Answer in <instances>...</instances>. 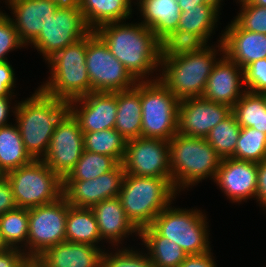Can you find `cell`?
I'll return each instance as SVG.
<instances>
[{
	"mask_svg": "<svg viewBox=\"0 0 266 267\" xmlns=\"http://www.w3.org/2000/svg\"><path fill=\"white\" fill-rule=\"evenodd\" d=\"M112 22L99 26L95 32L107 44L110 52L130 74L143 81L160 66V44L155 33L142 23Z\"/></svg>",
	"mask_w": 266,
	"mask_h": 267,
	"instance_id": "1",
	"label": "cell"
},
{
	"mask_svg": "<svg viewBox=\"0 0 266 267\" xmlns=\"http://www.w3.org/2000/svg\"><path fill=\"white\" fill-rule=\"evenodd\" d=\"M21 102L13 107V113L22 141L30 156L34 160H41L55 128L69 112L68 102L49 96L41 89Z\"/></svg>",
	"mask_w": 266,
	"mask_h": 267,
	"instance_id": "2",
	"label": "cell"
},
{
	"mask_svg": "<svg viewBox=\"0 0 266 267\" xmlns=\"http://www.w3.org/2000/svg\"><path fill=\"white\" fill-rule=\"evenodd\" d=\"M168 143L171 183L176 191L194 186L209 176L215 179L221 158L205 138L177 133Z\"/></svg>",
	"mask_w": 266,
	"mask_h": 267,
	"instance_id": "3",
	"label": "cell"
},
{
	"mask_svg": "<svg viewBox=\"0 0 266 267\" xmlns=\"http://www.w3.org/2000/svg\"><path fill=\"white\" fill-rule=\"evenodd\" d=\"M176 194L171 178L125 174L119 198L127 217L141 230L152 224Z\"/></svg>",
	"mask_w": 266,
	"mask_h": 267,
	"instance_id": "4",
	"label": "cell"
},
{
	"mask_svg": "<svg viewBox=\"0 0 266 267\" xmlns=\"http://www.w3.org/2000/svg\"><path fill=\"white\" fill-rule=\"evenodd\" d=\"M86 49L87 35L49 58L52 76L39 89L67 102L89 94L91 82L85 63Z\"/></svg>",
	"mask_w": 266,
	"mask_h": 267,
	"instance_id": "5",
	"label": "cell"
},
{
	"mask_svg": "<svg viewBox=\"0 0 266 267\" xmlns=\"http://www.w3.org/2000/svg\"><path fill=\"white\" fill-rule=\"evenodd\" d=\"M210 47L160 62L163 71L158 78L179 100L202 97L208 77L217 62V50Z\"/></svg>",
	"mask_w": 266,
	"mask_h": 267,
	"instance_id": "6",
	"label": "cell"
},
{
	"mask_svg": "<svg viewBox=\"0 0 266 267\" xmlns=\"http://www.w3.org/2000/svg\"><path fill=\"white\" fill-rule=\"evenodd\" d=\"M179 103L159 79L141 81V137L169 141L177 134Z\"/></svg>",
	"mask_w": 266,
	"mask_h": 267,
	"instance_id": "7",
	"label": "cell"
},
{
	"mask_svg": "<svg viewBox=\"0 0 266 267\" xmlns=\"http://www.w3.org/2000/svg\"><path fill=\"white\" fill-rule=\"evenodd\" d=\"M17 207L32 208L48 204L63 196V179L42 160L6 173Z\"/></svg>",
	"mask_w": 266,
	"mask_h": 267,
	"instance_id": "8",
	"label": "cell"
},
{
	"mask_svg": "<svg viewBox=\"0 0 266 267\" xmlns=\"http://www.w3.org/2000/svg\"><path fill=\"white\" fill-rule=\"evenodd\" d=\"M206 216L200 210L167 206L150 225L160 236L177 243L188 255L211 251Z\"/></svg>",
	"mask_w": 266,
	"mask_h": 267,
	"instance_id": "9",
	"label": "cell"
},
{
	"mask_svg": "<svg viewBox=\"0 0 266 267\" xmlns=\"http://www.w3.org/2000/svg\"><path fill=\"white\" fill-rule=\"evenodd\" d=\"M86 67L91 92H119L132 89L138 82L113 56L107 44L95 32L87 35Z\"/></svg>",
	"mask_w": 266,
	"mask_h": 267,
	"instance_id": "10",
	"label": "cell"
},
{
	"mask_svg": "<svg viewBox=\"0 0 266 267\" xmlns=\"http://www.w3.org/2000/svg\"><path fill=\"white\" fill-rule=\"evenodd\" d=\"M71 205L64 196L28 209L29 230L26 256L33 262L48 248L66 241V219Z\"/></svg>",
	"mask_w": 266,
	"mask_h": 267,
	"instance_id": "11",
	"label": "cell"
},
{
	"mask_svg": "<svg viewBox=\"0 0 266 267\" xmlns=\"http://www.w3.org/2000/svg\"><path fill=\"white\" fill-rule=\"evenodd\" d=\"M91 31L76 1L72 5L58 7L31 45H34L47 61L55 53L82 39Z\"/></svg>",
	"mask_w": 266,
	"mask_h": 267,
	"instance_id": "12",
	"label": "cell"
},
{
	"mask_svg": "<svg viewBox=\"0 0 266 267\" xmlns=\"http://www.w3.org/2000/svg\"><path fill=\"white\" fill-rule=\"evenodd\" d=\"M122 165L125 174L171 178L169 143L159 138L138 137L129 140Z\"/></svg>",
	"mask_w": 266,
	"mask_h": 267,
	"instance_id": "13",
	"label": "cell"
},
{
	"mask_svg": "<svg viewBox=\"0 0 266 267\" xmlns=\"http://www.w3.org/2000/svg\"><path fill=\"white\" fill-rule=\"evenodd\" d=\"M83 151V132L77 120L68 112L55 128L47 152L41 160L63 179Z\"/></svg>",
	"mask_w": 266,
	"mask_h": 267,
	"instance_id": "14",
	"label": "cell"
},
{
	"mask_svg": "<svg viewBox=\"0 0 266 267\" xmlns=\"http://www.w3.org/2000/svg\"><path fill=\"white\" fill-rule=\"evenodd\" d=\"M124 176V167L119 163L95 179L63 180V196L73 207L91 208L105 199L119 197Z\"/></svg>",
	"mask_w": 266,
	"mask_h": 267,
	"instance_id": "15",
	"label": "cell"
},
{
	"mask_svg": "<svg viewBox=\"0 0 266 267\" xmlns=\"http://www.w3.org/2000/svg\"><path fill=\"white\" fill-rule=\"evenodd\" d=\"M231 113L230 106L203 97L182 99L178 106V133L188 137L206 138Z\"/></svg>",
	"mask_w": 266,
	"mask_h": 267,
	"instance_id": "16",
	"label": "cell"
},
{
	"mask_svg": "<svg viewBox=\"0 0 266 267\" xmlns=\"http://www.w3.org/2000/svg\"><path fill=\"white\" fill-rule=\"evenodd\" d=\"M76 104L80 105V109ZM68 105L69 112L77 120L83 133L112 129L115 126L117 92H90L68 102Z\"/></svg>",
	"mask_w": 266,
	"mask_h": 267,
	"instance_id": "17",
	"label": "cell"
},
{
	"mask_svg": "<svg viewBox=\"0 0 266 267\" xmlns=\"http://www.w3.org/2000/svg\"><path fill=\"white\" fill-rule=\"evenodd\" d=\"M218 41V51L223 57L215 63L202 97L233 108L246 91L240 90L244 84V70L223 53L222 36Z\"/></svg>",
	"mask_w": 266,
	"mask_h": 267,
	"instance_id": "18",
	"label": "cell"
},
{
	"mask_svg": "<svg viewBox=\"0 0 266 267\" xmlns=\"http://www.w3.org/2000/svg\"><path fill=\"white\" fill-rule=\"evenodd\" d=\"M257 178L256 162L225 158L221 159L214 182L232 202L239 203L255 198Z\"/></svg>",
	"mask_w": 266,
	"mask_h": 267,
	"instance_id": "19",
	"label": "cell"
},
{
	"mask_svg": "<svg viewBox=\"0 0 266 267\" xmlns=\"http://www.w3.org/2000/svg\"><path fill=\"white\" fill-rule=\"evenodd\" d=\"M16 19L11 18L21 42L31 44L58 8L48 0H7Z\"/></svg>",
	"mask_w": 266,
	"mask_h": 267,
	"instance_id": "20",
	"label": "cell"
},
{
	"mask_svg": "<svg viewBox=\"0 0 266 267\" xmlns=\"http://www.w3.org/2000/svg\"><path fill=\"white\" fill-rule=\"evenodd\" d=\"M223 53L243 70L252 62L266 58V34L242 29L234 20L222 34Z\"/></svg>",
	"mask_w": 266,
	"mask_h": 267,
	"instance_id": "21",
	"label": "cell"
},
{
	"mask_svg": "<svg viewBox=\"0 0 266 267\" xmlns=\"http://www.w3.org/2000/svg\"><path fill=\"white\" fill-rule=\"evenodd\" d=\"M99 246L60 242L45 250L33 262L38 267H101Z\"/></svg>",
	"mask_w": 266,
	"mask_h": 267,
	"instance_id": "22",
	"label": "cell"
},
{
	"mask_svg": "<svg viewBox=\"0 0 266 267\" xmlns=\"http://www.w3.org/2000/svg\"><path fill=\"white\" fill-rule=\"evenodd\" d=\"M91 210L96 218L101 239L105 238L117 246L126 235L134 232L138 235L140 233V230L125 214L119 197L105 199L92 206Z\"/></svg>",
	"mask_w": 266,
	"mask_h": 267,
	"instance_id": "23",
	"label": "cell"
},
{
	"mask_svg": "<svg viewBox=\"0 0 266 267\" xmlns=\"http://www.w3.org/2000/svg\"><path fill=\"white\" fill-rule=\"evenodd\" d=\"M141 81L129 90L117 92L115 130L127 141L141 137Z\"/></svg>",
	"mask_w": 266,
	"mask_h": 267,
	"instance_id": "24",
	"label": "cell"
},
{
	"mask_svg": "<svg viewBox=\"0 0 266 267\" xmlns=\"http://www.w3.org/2000/svg\"><path fill=\"white\" fill-rule=\"evenodd\" d=\"M141 23L152 30L160 40L168 32L177 30L180 19L178 0H138Z\"/></svg>",
	"mask_w": 266,
	"mask_h": 267,
	"instance_id": "25",
	"label": "cell"
},
{
	"mask_svg": "<svg viewBox=\"0 0 266 267\" xmlns=\"http://www.w3.org/2000/svg\"><path fill=\"white\" fill-rule=\"evenodd\" d=\"M88 27L95 31L99 26L121 22L132 14L131 0H76Z\"/></svg>",
	"mask_w": 266,
	"mask_h": 267,
	"instance_id": "26",
	"label": "cell"
},
{
	"mask_svg": "<svg viewBox=\"0 0 266 267\" xmlns=\"http://www.w3.org/2000/svg\"><path fill=\"white\" fill-rule=\"evenodd\" d=\"M139 237L143 239L149 250L147 255L156 267H178L188 256L177 243L160 236L151 226L142 228Z\"/></svg>",
	"mask_w": 266,
	"mask_h": 267,
	"instance_id": "27",
	"label": "cell"
},
{
	"mask_svg": "<svg viewBox=\"0 0 266 267\" xmlns=\"http://www.w3.org/2000/svg\"><path fill=\"white\" fill-rule=\"evenodd\" d=\"M65 228L66 241L68 242L96 246L102 240L96 218L91 208L70 206Z\"/></svg>",
	"mask_w": 266,
	"mask_h": 267,
	"instance_id": "28",
	"label": "cell"
},
{
	"mask_svg": "<svg viewBox=\"0 0 266 267\" xmlns=\"http://www.w3.org/2000/svg\"><path fill=\"white\" fill-rule=\"evenodd\" d=\"M16 125V126H15ZM34 159L26 151L17 124L0 127V168L6 173Z\"/></svg>",
	"mask_w": 266,
	"mask_h": 267,
	"instance_id": "29",
	"label": "cell"
},
{
	"mask_svg": "<svg viewBox=\"0 0 266 267\" xmlns=\"http://www.w3.org/2000/svg\"><path fill=\"white\" fill-rule=\"evenodd\" d=\"M241 128L252 127L266 133V102L263 94L245 91L232 108Z\"/></svg>",
	"mask_w": 266,
	"mask_h": 267,
	"instance_id": "30",
	"label": "cell"
},
{
	"mask_svg": "<svg viewBox=\"0 0 266 267\" xmlns=\"http://www.w3.org/2000/svg\"><path fill=\"white\" fill-rule=\"evenodd\" d=\"M220 4H201L180 14L178 30L196 33L208 42L218 21Z\"/></svg>",
	"mask_w": 266,
	"mask_h": 267,
	"instance_id": "31",
	"label": "cell"
},
{
	"mask_svg": "<svg viewBox=\"0 0 266 267\" xmlns=\"http://www.w3.org/2000/svg\"><path fill=\"white\" fill-rule=\"evenodd\" d=\"M160 62L180 55L202 51L207 42L196 33L185 30L168 32L159 40Z\"/></svg>",
	"mask_w": 266,
	"mask_h": 267,
	"instance_id": "32",
	"label": "cell"
},
{
	"mask_svg": "<svg viewBox=\"0 0 266 267\" xmlns=\"http://www.w3.org/2000/svg\"><path fill=\"white\" fill-rule=\"evenodd\" d=\"M84 150L123 162L127 140L115 128L83 133Z\"/></svg>",
	"mask_w": 266,
	"mask_h": 267,
	"instance_id": "33",
	"label": "cell"
},
{
	"mask_svg": "<svg viewBox=\"0 0 266 267\" xmlns=\"http://www.w3.org/2000/svg\"><path fill=\"white\" fill-rule=\"evenodd\" d=\"M241 127L233 113L218 123L206 136L221 159L234 158Z\"/></svg>",
	"mask_w": 266,
	"mask_h": 267,
	"instance_id": "34",
	"label": "cell"
},
{
	"mask_svg": "<svg viewBox=\"0 0 266 267\" xmlns=\"http://www.w3.org/2000/svg\"><path fill=\"white\" fill-rule=\"evenodd\" d=\"M119 162L110 156L84 150L75 166L63 180H90L112 171Z\"/></svg>",
	"mask_w": 266,
	"mask_h": 267,
	"instance_id": "35",
	"label": "cell"
},
{
	"mask_svg": "<svg viewBox=\"0 0 266 267\" xmlns=\"http://www.w3.org/2000/svg\"><path fill=\"white\" fill-rule=\"evenodd\" d=\"M0 230L4 241L10 248H21L19 244L23 242L27 248L29 230L28 209L16 207L0 215Z\"/></svg>",
	"mask_w": 266,
	"mask_h": 267,
	"instance_id": "36",
	"label": "cell"
},
{
	"mask_svg": "<svg viewBox=\"0 0 266 267\" xmlns=\"http://www.w3.org/2000/svg\"><path fill=\"white\" fill-rule=\"evenodd\" d=\"M234 158L256 163L266 159V133L252 127L241 128Z\"/></svg>",
	"mask_w": 266,
	"mask_h": 267,
	"instance_id": "37",
	"label": "cell"
},
{
	"mask_svg": "<svg viewBox=\"0 0 266 267\" xmlns=\"http://www.w3.org/2000/svg\"><path fill=\"white\" fill-rule=\"evenodd\" d=\"M144 254V255H143ZM101 267H156L146 253L119 249L116 253L101 255Z\"/></svg>",
	"mask_w": 266,
	"mask_h": 267,
	"instance_id": "38",
	"label": "cell"
},
{
	"mask_svg": "<svg viewBox=\"0 0 266 267\" xmlns=\"http://www.w3.org/2000/svg\"><path fill=\"white\" fill-rule=\"evenodd\" d=\"M240 4L241 12L234 21L244 30L266 34V7L254 5L249 0Z\"/></svg>",
	"mask_w": 266,
	"mask_h": 267,
	"instance_id": "39",
	"label": "cell"
},
{
	"mask_svg": "<svg viewBox=\"0 0 266 267\" xmlns=\"http://www.w3.org/2000/svg\"><path fill=\"white\" fill-rule=\"evenodd\" d=\"M24 47L11 18L0 12V62L8 61L6 55L15 48Z\"/></svg>",
	"mask_w": 266,
	"mask_h": 267,
	"instance_id": "40",
	"label": "cell"
},
{
	"mask_svg": "<svg viewBox=\"0 0 266 267\" xmlns=\"http://www.w3.org/2000/svg\"><path fill=\"white\" fill-rule=\"evenodd\" d=\"M244 84L246 91L266 93V58L252 62L244 69Z\"/></svg>",
	"mask_w": 266,
	"mask_h": 267,
	"instance_id": "41",
	"label": "cell"
},
{
	"mask_svg": "<svg viewBox=\"0 0 266 267\" xmlns=\"http://www.w3.org/2000/svg\"><path fill=\"white\" fill-rule=\"evenodd\" d=\"M30 262L24 249L10 248L0 253V267H26Z\"/></svg>",
	"mask_w": 266,
	"mask_h": 267,
	"instance_id": "42",
	"label": "cell"
},
{
	"mask_svg": "<svg viewBox=\"0 0 266 267\" xmlns=\"http://www.w3.org/2000/svg\"><path fill=\"white\" fill-rule=\"evenodd\" d=\"M15 74L8 61L0 62V96H12L15 83Z\"/></svg>",
	"mask_w": 266,
	"mask_h": 267,
	"instance_id": "43",
	"label": "cell"
},
{
	"mask_svg": "<svg viewBox=\"0 0 266 267\" xmlns=\"http://www.w3.org/2000/svg\"><path fill=\"white\" fill-rule=\"evenodd\" d=\"M16 207L12 187L5 176L0 180V215L13 210Z\"/></svg>",
	"mask_w": 266,
	"mask_h": 267,
	"instance_id": "44",
	"label": "cell"
},
{
	"mask_svg": "<svg viewBox=\"0 0 266 267\" xmlns=\"http://www.w3.org/2000/svg\"><path fill=\"white\" fill-rule=\"evenodd\" d=\"M257 172L258 178L255 199L259 201L260 205L266 207V159L257 163Z\"/></svg>",
	"mask_w": 266,
	"mask_h": 267,
	"instance_id": "45",
	"label": "cell"
},
{
	"mask_svg": "<svg viewBox=\"0 0 266 267\" xmlns=\"http://www.w3.org/2000/svg\"><path fill=\"white\" fill-rule=\"evenodd\" d=\"M213 260L211 251L203 254L188 255L178 267H216Z\"/></svg>",
	"mask_w": 266,
	"mask_h": 267,
	"instance_id": "46",
	"label": "cell"
},
{
	"mask_svg": "<svg viewBox=\"0 0 266 267\" xmlns=\"http://www.w3.org/2000/svg\"><path fill=\"white\" fill-rule=\"evenodd\" d=\"M12 96H0V127L9 125L7 119L10 112V99Z\"/></svg>",
	"mask_w": 266,
	"mask_h": 267,
	"instance_id": "47",
	"label": "cell"
},
{
	"mask_svg": "<svg viewBox=\"0 0 266 267\" xmlns=\"http://www.w3.org/2000/svg\"><path fill=\"white\" fill-rule=\"evenodd\" d=\"M222 0H178L180 11H187L201 4H221Z\"/></svg>",
	"mask_w": 266,
	"mask_h": 267,
	"instance_id": "48",
	"label": "cell"
},
{
	"mask_svg": "<svg viewBox=\"0 0 266 267\" xmlns=\"http://www.w3.org/2000/svg\"><path fill=\"white\" fill-rule=\"evenodd\" d=\"M48 1L56 4L58 7L69 6L76 2V0H48Z\"/></svg>",
	"mask_w": 266,
	"mask_h": 267,
	"instance_id": "49",
	"label": "cell"
},
{
	"mask_svg": "<svg viewBox=\"0 0 266 267\" xmlns=\"http://www.w3.org/2000/svg\"><path fill=\"white\" fill-rule=\"evenodd\" d=\"M10 249V247L7 245V243L4 241L3 236L1 234L0 230V253Z\"/></svg>",
	"mask_w": 266,
	"mask_h": 267,
	"instance_id": "50",
	"label": "cell"
},
{
	"mask_svg": "<svg viewBox=\"0 0 266 267\" xmlns=\"http://www.w3.org/2000/svg\"><path fill=\"white\" fill-rule=\"evenodd\" d=\"M252 4L266 7V0H249Z\"/></svg>",
	"mask_w": 266,
	"mask_h": 267,
	"instance_id": "51",
	"label": "cell"
},
{
	"mask_svg": "<svg viewBox=\"0 0 266 267\" xmlns=\"http://www.w3.org/2000/svg\"><path fill=\"white\" fill-rule=\"evenodd\" d=\"M5 176V172L0 168V180H2Z\"/></svg>",
	"mask_w": 266,
	"mask_h": 267,
	"instance_id": "52",
	"label": "cell"
},
{
	"mask_svg": "<svg viewBox=\"0 0 266 267\" xmlns=\"http://www.w3.org/2000/svg\"><path fill=\"white\" fill-rule=\"evenodd\" d=\"M26 267H38V266L31 261Z\"/></svg>",
	"mask_w": 266,
	"mask_h": 267,
	"instance_id": "53",
	"label": "cell"
},
{
	"mask_svg": "<svg viewBox=\"0 0 266 267\" xmlns=\"http://www.w3.org/2000/svg\"><path fill=\"white\" fill-rule=\"evenodd\" d=\"M263 95H264V99H265V102H266V93H263Z\"/></svg>",
	"mask_w": 266,
	"mask_h": 267,
	"instance_id": "54",
	"label": "cell"
}]
</instances>
